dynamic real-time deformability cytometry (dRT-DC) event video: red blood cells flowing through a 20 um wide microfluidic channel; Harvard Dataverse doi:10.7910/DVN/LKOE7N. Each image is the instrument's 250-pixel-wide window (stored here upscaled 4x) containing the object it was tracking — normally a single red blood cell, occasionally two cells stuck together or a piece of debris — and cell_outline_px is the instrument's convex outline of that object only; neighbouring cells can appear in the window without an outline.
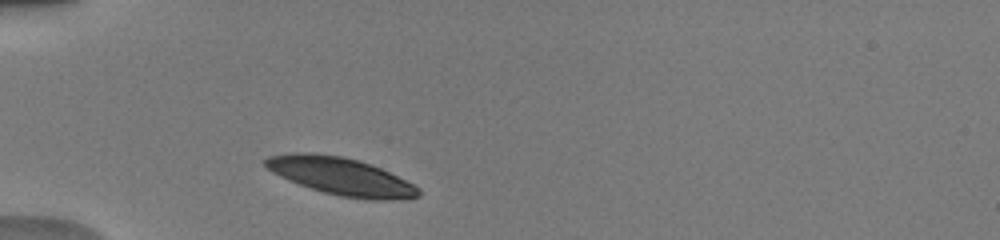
{"species": "human", "species_latin": "Homo sapiens", "temperature_condition": "warm", "stored_images_in_passage": 3, "camera_frame_rate_fps": 3000, "um_per_image_px": 0.085, "donor": {"sex": "male"}, "frame": {"image": 1, "passage_image": 1, "time_ms": 0.0, "image_size_px": [1000, 240], "cell_outline_px": [[420, 196], [384, 200], [372, 200], [340, 196], [324, 192], [300, 184], [280, 176], [272, 172], [264, 164], [264, 160], [268, 156], [288, 152], [312, 152], [344, 156], [380, 168], [420, 188]], "centroid_in_image_um": [28.92, 14.96], "position_along_channel_um": 56.1, "area_um2": 33.06}}
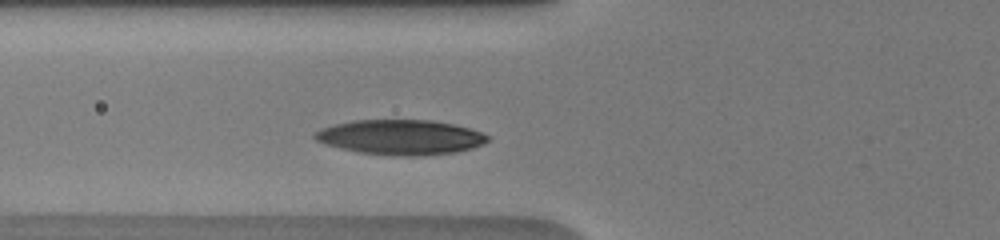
{"frame": {"image": 2, "passage_image": 3, "time_ms": 1.333, "image_size_px": [1000, 240], "cell_outline_px": [[488, 140], [484, 144], [472, 148], [456, 152], [416, 156], [400, 156], [360, 152], [340, 148], [324, 144], [316, 140], [312, 136], [320, 128], [352, 120], [432, 120], [452, 124], [468, 128], [480, 132], [488, 136]], "centroid_in_image_um": [34.03, 11.66], "position_along_channel_um": 91.8, "area_um2": 35.03}}